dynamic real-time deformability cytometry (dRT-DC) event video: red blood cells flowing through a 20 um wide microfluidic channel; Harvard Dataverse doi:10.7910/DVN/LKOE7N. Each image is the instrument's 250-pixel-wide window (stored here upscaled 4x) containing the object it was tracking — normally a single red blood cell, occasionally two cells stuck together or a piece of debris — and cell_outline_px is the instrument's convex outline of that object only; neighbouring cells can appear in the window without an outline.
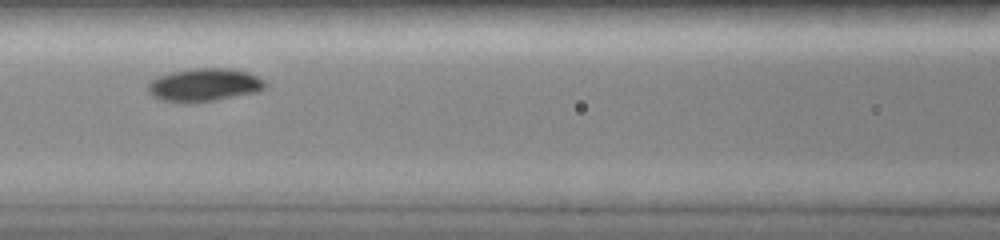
{"species": "common noctule bat (a hibernating species)", "species_latin": "Nyctalus noctula", "temperature_condition": "room temperature", "stored_images_in_passage": 8, "camera_frame_rate_fps": 3000, "um_per_image_px": 0.085, "animal": {"sex": "female", "body_mass_g": 19.0, "forearm_length_mm": 51.5}, "frame": {"image": 1, "passage_image": 5, "time_ms": 4.0, "image_size_px": [1000, 240], "cell_outline_px": [[264, 88], [256, 92], [216, 100], [188, 104], [184, 104], [160, 100], [152, 96], [148, 92], [148, 84], [152, 80], [160, 76], [172, 72], [192, 68], [232, 68], [248, 72], [264, 80]], "centroid_in_image_um": [17.33, 7.23], "position_along_channel_um": 149.3, "area_um2": 22.72}}